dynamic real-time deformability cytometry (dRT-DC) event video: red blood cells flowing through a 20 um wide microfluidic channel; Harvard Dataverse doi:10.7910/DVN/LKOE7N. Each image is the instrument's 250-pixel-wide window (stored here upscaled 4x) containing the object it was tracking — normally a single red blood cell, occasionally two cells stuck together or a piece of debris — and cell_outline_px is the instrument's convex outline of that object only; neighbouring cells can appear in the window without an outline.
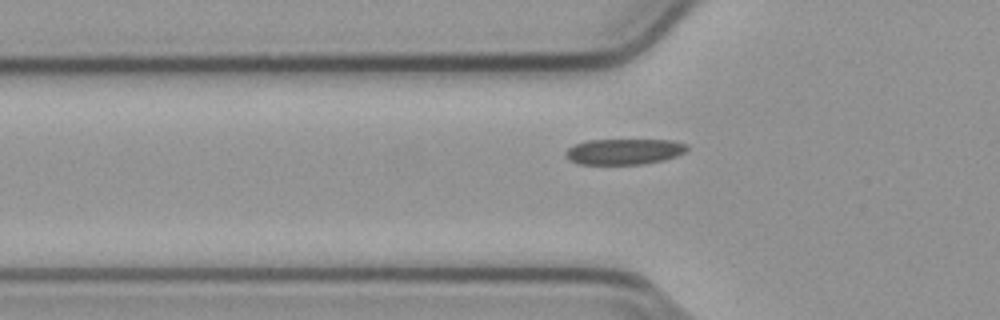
{"species": "common noctule bat (a hibernating species)", "species_latin": "Nyctalus noctula", "temperature_condition": "cold", "stored_images_in_passage": 38, "camera_frame_rate_fps": 3000, "um_per_image_px": 0.085, "animal": {"sex": "male", "body_mass_g": 23.1, "forearm_length_mm": 52.7}, "frame": {"image": 1, "passage_image": 6, "time_ms": 1.667, "image_size_px": [1000, 320], "cell_outline_px": [[688, 148], [684, 152], [676, 156], [664, 160], [640, 164], [580, 164], [572, 160], [564, 152], [568, 148], [576, 144], [588, 140], [672, 140], [688, 144]], "centroid_in_image_um": [53.09, 12.87], "position_along_channel_um": 72.7, "area_um2": 18.03}}
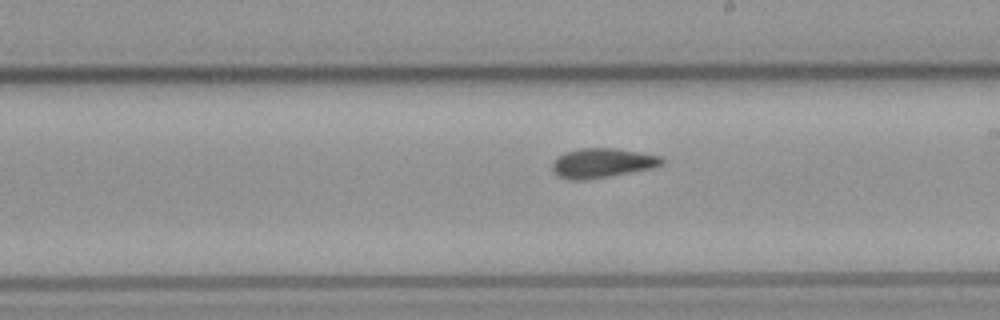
{"frame": {"image": 2, "passage_image": 19, "time_ms": 6.0, "image_size_px": [1000, 320], "cell_outline_px": [[664, 164], [652, 168], [608, 176], [584, 180], [568, 180], [552, 172], [552, 164], [564, 152], [580, 148], [616, 148], [664, 156]], "centroid_in_image_um": [51.22, 13.85], "position_along_channel_um": 237.8, "area_um2": 18.84}}
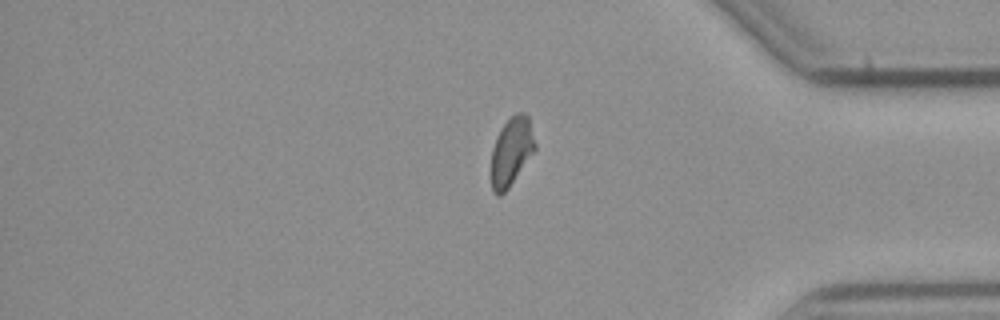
{"frame": {"image": 3, "passage_image": 33, "time_ms": 10.667, "image_size_px": [1000, 320], "cell_outline_px": [[536, 152], [508, 188], [500, 196], [496, 196], [492, 192], [492, 148], [496, 136], [500, 128], [516, 112], [524, 112], [528, 116], [536, 144]], "centroid_in_image_um": [43.49, 12.88], "position_along_channel_um": 391.7, "area_um2": 17.69}}